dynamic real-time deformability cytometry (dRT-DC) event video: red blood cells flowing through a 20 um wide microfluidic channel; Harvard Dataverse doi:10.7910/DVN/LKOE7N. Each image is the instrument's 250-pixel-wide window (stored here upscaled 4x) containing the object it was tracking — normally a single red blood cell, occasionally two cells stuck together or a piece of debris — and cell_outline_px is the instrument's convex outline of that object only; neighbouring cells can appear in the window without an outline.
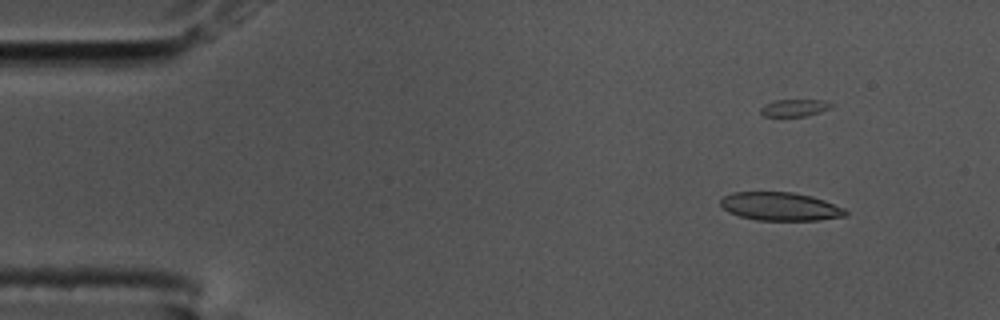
{"species": "common noctule bat (a hibernating species)", "species_latin": "Nyctalus noctula", "temperature_condition": "cold", "stored_images_in_passage": 18, "camera_frame_rate_fps": 3000, "um_per_image_px": 0.085, "animal": {"sex": "male", "body_mass_g": 17.5, "forearm_length_mm": 52.3}, "frame": {"image": 1, "passage_image": 7, "time_ms": 2.0, "image_size_px": [1000, 320], "cell_outline_px": [[848, 216], [820, 220], [756, 220], [740, 216], [728, 212], [720, 204], [720, 200], [724, 196], [732, 192], [792, 192], [812, 196], [824, 200], [844, 208], [848, 212]], "centroid_in_image_um": [66.34, 17.55], "position_along_channel_um": 18.7, "area_um2": 20.69}}